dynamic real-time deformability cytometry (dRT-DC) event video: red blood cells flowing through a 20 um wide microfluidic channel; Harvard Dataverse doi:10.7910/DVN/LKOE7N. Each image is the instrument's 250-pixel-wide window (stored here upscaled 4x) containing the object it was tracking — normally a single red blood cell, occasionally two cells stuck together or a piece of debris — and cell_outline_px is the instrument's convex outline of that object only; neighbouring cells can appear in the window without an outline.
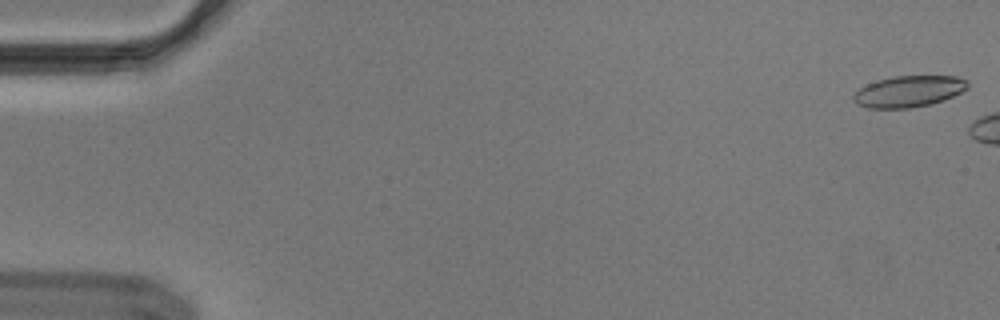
{"species": "Egyptian fruit bat (a non-hibernating species)", "species_latin": "Rousettus aegyptiacus", "temperature_condition": "cold", "stored_images_in_passage": 6, "camera_frame_rate_fps": 3000, "um_per_image_px": 0.085, "animal": {"sex": "male"}, "frame": {"image": 1, "passage_image": 1, "time_ms": 0.0, "image_size_px": [1000, 320], "cell_outline_px": [[968, 88], [952, 96], [928, 104], [912, 108], [868, 108], [856, 104], [852, 100], [852, 96], [860, 88], [876, 80], [892, 76], [956, 76], [968, 80]], "centroid_in_image_um": [77.21, 7.76], "position_along_channel_um": 7.8, "area_um2": 20.75}}